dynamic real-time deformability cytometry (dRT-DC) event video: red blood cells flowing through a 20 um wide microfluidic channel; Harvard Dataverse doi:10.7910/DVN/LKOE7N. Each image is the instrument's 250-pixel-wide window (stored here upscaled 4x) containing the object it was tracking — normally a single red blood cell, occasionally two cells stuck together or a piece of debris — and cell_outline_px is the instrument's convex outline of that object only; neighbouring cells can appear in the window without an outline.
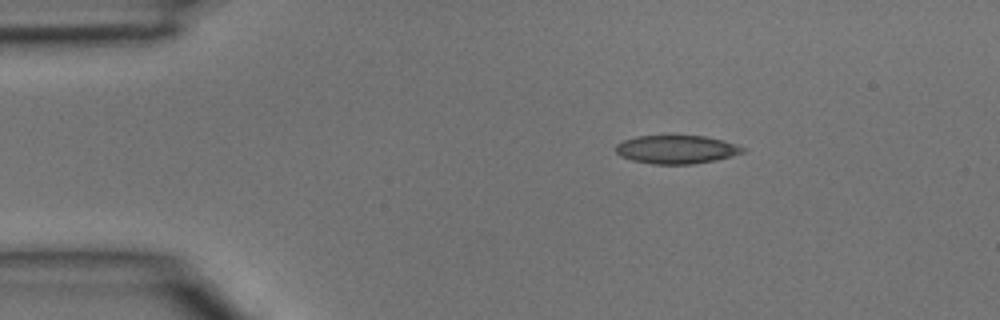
{"species": "common noctule bat (a hibernating species)", "species_latin": "Nyctalus noctula", "temperature_condition": "room temperature", "stored_images_in_passage": 3, "camera_frame_rate_fps": 3000, "um_per_image_px": 0.085, "animal": {"sex": "male", "body_mass_g": 15.6}, "frame": {"image": 1, "passage_image": 3, "time_ms": 0.667, "image_size_px": [1000, 320], "cell_outline_px": [[748, 148], [744, 152], [732, 156], [716, 160], [692, 164], [652, 164], [632, 160], [620, 156], [616, 152], [616, 144], [624, 140], [636, 136], [704, 136], [724, 140]], "centroid_in_image_um": [57.53, 12.7], "position_along_channel_um": 27.5, "area_um2": 21.1}}